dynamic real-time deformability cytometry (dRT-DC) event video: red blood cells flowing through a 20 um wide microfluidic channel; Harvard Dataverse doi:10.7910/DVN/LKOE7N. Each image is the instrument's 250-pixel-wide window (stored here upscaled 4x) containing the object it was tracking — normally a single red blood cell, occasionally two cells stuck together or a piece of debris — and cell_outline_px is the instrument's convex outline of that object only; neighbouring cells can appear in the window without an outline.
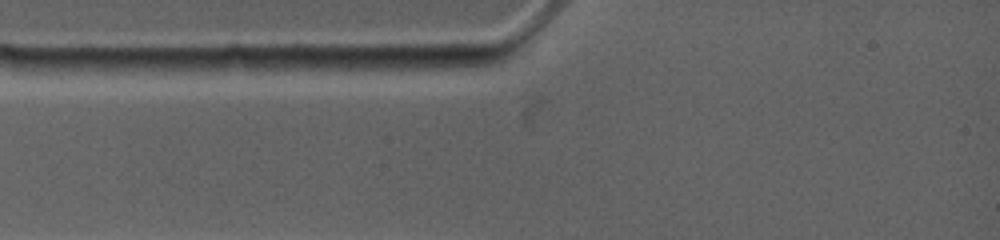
{"species": "common noctule bat (a hibernating species)", "species_latin": "Nyctalus noctula", "temperature_condition": "warm", "stored_images_in_passage": 3, "camera_frame_rate_fps": 4500, "um_per_image_px": 0.085, "animal": {"sex": "female", "body_mass_g": 19.0, "forearm_length_mm": 53.3}, "frame": {"image": 1, "passage_image": 1, "time_ms": 0.0, "image_size_px": [1000, 240], "cell_outline_px": [[488, 64], [444, 72], [400, 72], [364, 68], [372, 56], [480, 56], [488, 60]], "centroid_in_image_um": [36.07, 5.38], "position_along_channel_um": 48.9, "area_um2": 12.08}}